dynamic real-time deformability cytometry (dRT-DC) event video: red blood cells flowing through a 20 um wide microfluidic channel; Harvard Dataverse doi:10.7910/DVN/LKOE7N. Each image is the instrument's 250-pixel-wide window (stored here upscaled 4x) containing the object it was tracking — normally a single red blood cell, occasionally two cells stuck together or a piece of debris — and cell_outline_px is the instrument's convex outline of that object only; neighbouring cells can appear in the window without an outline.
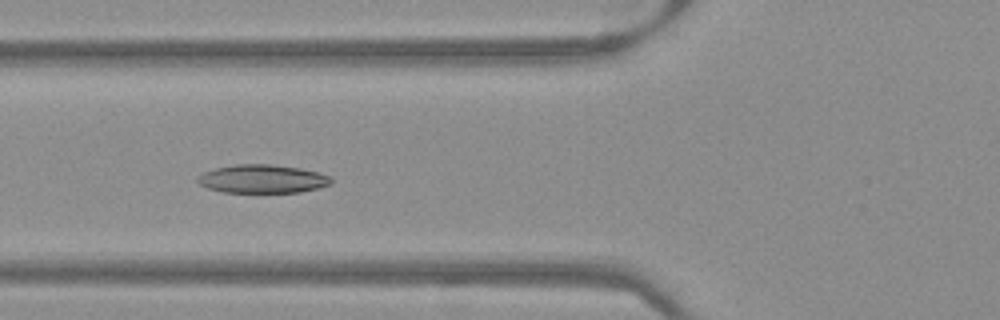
{"species": "Egyptian fruit bat (a non-hibernating species)", "species_latin": "Rousettus aegyptiacus", "temperature_condition": "warm", "stored_images_in_passage": 43, "camera_frame_rate_fps": 3000, "um_per_image_px": 0.085, "frame": {"image": 1, "passage_image": 11, "time_ms": 3.333, "image_size_px": [1000, 320], "cell_outline_px": [[332, 184], [300, 192], [224, 192], [208, 188], [200, 184], [196, 180], [196, 176], [204, 172], [216, 168], [236, 164], [268, 164], [300, 168], [320, 172], [332, 176]], "centroid_in_image_um": [22.32, 15.2], "position_along_channel_um": 103.5, "area_um2": 22.14}}
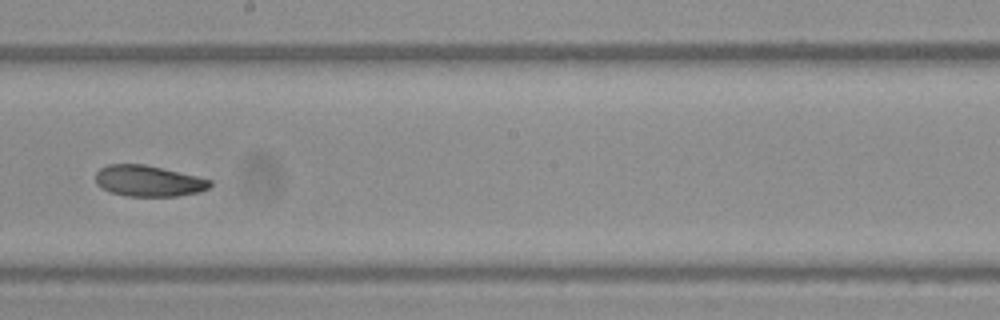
{"frame": {"image": 2, "passage_image": 21, "time_ms": 6.667, "image_size_px": [1000, 320], "cell_outline_px": [[212, 184], [208, 188], [200, 192], [176, 196], [128, 196], [112, 192], [96, 184], [96, 172], [100, 168], [108, 164], [144, 164], [196, 176], [212, 180]], "centroid_in_image_um": [12.62, 15.38], "position_along_channel_um": 235.6, "area_um2": 20.52}}
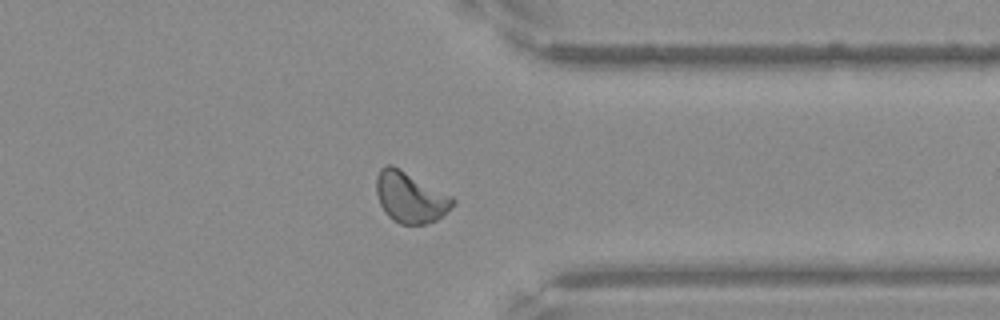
{"frame": {"image": 3, "passage_image": 32, "time_ms": 10.333, "image_size_px": [1000, 320], "cell_outline_px": [[456, 204], [436, 220], [424, 224], [400, 224], [392, 220], [384, 212], [380, 204], [376, 192], [376, 176], [380, 168], [388, 164], [392, 164], [400, 168], [452, 196], [456, 200]], "centroid_in_image_um": [34.86, 16.76], "position_along_channel_um": 376.5, "area_um2": 22.77}}